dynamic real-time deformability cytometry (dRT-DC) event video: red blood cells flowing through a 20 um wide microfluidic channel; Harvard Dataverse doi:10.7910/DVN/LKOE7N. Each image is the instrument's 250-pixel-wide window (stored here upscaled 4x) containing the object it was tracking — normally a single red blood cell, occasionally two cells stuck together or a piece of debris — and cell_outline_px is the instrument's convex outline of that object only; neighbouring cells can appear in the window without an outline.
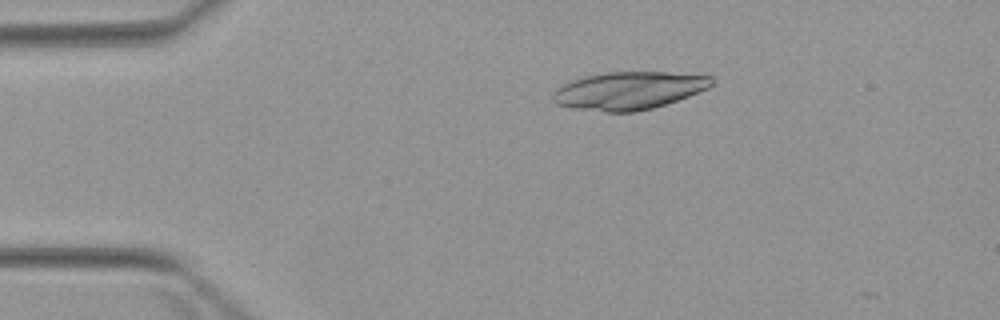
{"species": "Egyptian fruit bat (a non-hibernating species)", "species_latin": "Rousettus aegyptiacus", "temperature_condition": "warm", "stored_images_in_passage": 2, "camera_frame_rate_fps": 3000, "um_per_image_px": 0.085, "animal": {"sex": "female"}, "frame": {"image": 1, "passage_image": 1, "time_ms": 0.0, "image_size_px": [1000, 320], "cell_outline_px": [[716, 80], [708, 88], [688, 96], [652, 108], [636, 112], [604, 112], [576, 108], [556, 104], [552, 100], [552, 92], [556, 88], [572, 80], [584, 76], [604, 72], [668, 72], [712, 76]], "centroid_in_image_um": [53.43, 7.69], "position_along_channel_um": 31.6, "area_um2": 34.97}}